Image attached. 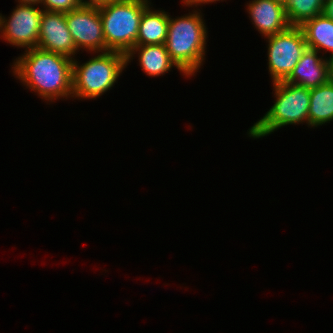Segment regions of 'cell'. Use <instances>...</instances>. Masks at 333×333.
<instances>
[{"label":"cell","mask_w":333,"mask_h":333,"mask_svg":"<svg viewBox=\"0 0 333 333\" xmlns=\"http://www.w3.org/2000/svg\"><path fill=\"white\" fill-rule=\"evenodd\" d=\"M25 52L12 67L19 80L47 101L72 96V58L38 47Z\"/></svg>","instance_id":"1"},{"label":"cell","mask_w":333,"mask_h":333,"mask_svg":"<svg viewBox=\"0 0 333 333\" xmlns=\"http://www.w3.org/2000/svg\"><path fill=\"white\" fill-rule=\"evenodd\" d=\"M194 12L177 19L169 17L165 42L171 60L187 77L194 75L203 65L208 37L202 15L196 10Z\"/></svg>","instance_id":"2"},{"label":"cell","mask_w":333,"mask_h":333,"mask_svg":"<svg viewBox=\"0 0 333 333\" xmlns=\"http://www.w3.org/2000/svg\"><path fill=\"white\" fill-rule=\"evenodd\" d=\"M148 0H111L98 5L106 51L127 54L135 45Z\"/></svg>","instance_id":"3"},{"label":"cell","mask_w":333,"mask_h":333,"mask_svg":"<svg viewBox=\"0 0 333 333\" xmlns=\"http://www.w3.org/2000/svg\"><path fill=\"white\" fill-rule=\"evenodd\" d=\"M273 87L276 101L249 129L250 137L261 138L289 124H308L310 89L286 81L275 82Z\"/></svg>","instance_id":"4"},{"label":"cell","mask_w":333,"mask_h":333,"mask_svg":"<svg viewBox=\"0 0 333 333\" xmlns=\"http://www.w3.org/2000/svg\"><path fill=\"white\" fill-rule=\"evenodd\" d=\"M73 58L72 97L97 98L110 90L126 67V54L118 51L101 52L79 65Z\"/></svg>","instance_id":"5"},{"label":"cell","mask_w":333,"mask_h":333,"mask_svg":"<svg viewBox=\"0 0 333 333\" xmlns=\"http://www.w3.org/2000/svg\"><path fill=\"white\" fill-rule=\"evenodd\" d=\"M266 38L272 82L285 81L307 48L303 31L300 27L290 26L284 32Z\"/></svg>","instance_id":"6"},{"label":"cell","mask_w":333,"mask_h":333,"mask_svg":"<svg viewBox=\"0 0 333 333\" xmlns=\"http://www.w3.org/2000/svg\"><path fill=\"white\" fill-rule=\"evenodd\" d=\"M69 32L77 50L106 52L105 37L98 5L81 4L65 13Z\"/></svg>","instance_id":"7"},{"label":"cell","mask_w":333,"mask_h":333,"mask_svg":"<svg viewBox=\"0 0 333 333\" xmlns=\"http://www.w3.org/2000/svg\"><path fill=\"white\" fill-rule=\"evenodd\" d=\"M34 6L17 5L8 20L0 14L1 37L9 44L26 49L37 47L43 9Z\"/></svg>","instance_id":"8"},{"label":"cell","mask_w":333,"mask_h":333,"mask_svg":"<svg viewBox=\"0 0 333 333\" xmlns=\"http://www.w3.org/2000/svg\"><path fill=\"white\" fill-rule=\"evenodd\" d=\"M37 47L73 59L77 48L69 32L65 13L43 10Z\"/></svg>","instance_id":"9"},{"label":"cell","mask_w":333,"mask_h":333,"mask_svg":"<svg viewBox=\"0 0 333 333\" xmlns=\"http://www.w3.org/2000/svg\"><path fill=\"white\" fill-rule=\"evenodd\" d=\"M252 24L264 37L284 32L290 27L285 4L276 0H253L247 8Z\"/></svg>","instance_id":"10"},{"label":"cell","mask_w":333,"mask_h":333,"mask_svg":"<svg viewBox=\"0 0 333 333\" xmlns=\"http://www.w3.org/2000/svg\"><path fill=\"white\" fill-rule=\"evenodd\" d=\"M318 51L306 48L297 65L286 82L303 86L308 89L316 88L327 82V60H323ZM319 57V58H318Z\"/></svg>","instance_id":"11"},{"label":"cell","mask_w":333,"mask_h":333,"mask_svg":"<svg viewBox=\"0 0 333 333\" xmlns=\"http://www.w3.org/2000/svg\"><path fill=\"white\" fill-rule=\"evenodd\" d=\"M135 52H138V55L140 54L138 56L140 67H142L143 71L149 76L156 77L161 74L163 75L174 66L181 71L171 60L165 44L135 45L126 54V64L130 63V59L136 54Z\"/></svg>","instance_id":"12"},{"label":"cell","mask_w":333,"mask_h":333,"mask_svg":"<svg viewBox=\"0 0 333 333\" xmlns=\"http://www.w3.org/2000/svg\"><path fill=\"white\" fill-rule=\"evenodd\" d=\"M169 16L165 11L152 10L149 5L142 13L136 45L165 44Z\"/></svg>","instance_id":"13"},{"label":"cell","mask_w":333,"mask_h":333,"mask_svg":"<svg viewBox=\"0 0 333 333\" xmlns=\"http://www.w3.org/2000/svg\"><path fill=\"white\" fill-rule=\"evenodd\" d=\"M303 31L307 47L318 52L325 49L331 51L333 57V20L318 15L304 22L300 26Z\"/></svg>","instance_id":"14"},{"label":"cell","mask_w":333,"mask_h":333,"mask_svg":"<svg viewBox=\"0 0 333 333\" xmlns=\"http://www.w3.org/2000/svg\"><path fill=\"white\" fill-rule=\"evenodd\" d=\"M333 120V85L328 81L310 89L308 125L317 127Z\"/></svg>","instance_id":"15"},{"label":"cell","mask_w":333,"mask_h":333,"mask_svg":"<svg viewBox=\"0 0 333 333\" xmlns=\"http://www.w3.org/2000/svg\"><path fill=\"white\" fill-rule=\"evenodd\" d=\"M325 0H288L285 12L290 26L300 27L307 20L321 15Z\"/></svg>","instance_id":"16"},{"label":"cell","mask_w":333,"mask_h":333,"mask_svg":"<svg viewBox=\"0 0 333 333\" xmlns=\"http://www.w3.org/2000/svg\"><path fill=\"white\" fill-rule=\"evenodd\" d=\"M40 4L45 11L68 13L84 4V0H41Z\"/></svg>","instance_id":"17"},{"label":"cell","mask_w":333,"mask_h":333,"mask_svg":"<svg viewBox=\"0 0 333 333\" xmlns=\"http://www.w3.org/2000/svg\"><path fill=\"white\" fill-rule=\"evenodd\" d=\"M322 14L333 20V0H325Z\"/></svg>","instance_id":"18"},{"label":"cell","mask_w":333,"mask_h":333,"mask_svg":"<svg viewBox=\"0 0 333 333\" xmlns=\"http://www.w3.org/2000/svg\"><path fill=\"white\" fill-rule=\"evenodd\" d=\"M327 60V81L333 85V57L326 58Z\"/></svg>","instance_id":"19"},{"label":"cell","mask_w":333,"mask_h":333,"mask_svg":"<svg viewBox=\"0 0 333 333\" xmlns=\"http://www.w3.org/2000/svg\"><path fill=\"white\" fill-rule=\"evenodd\" d=\"M183 3L187 6H192L195 5L197 7V5H201L202 3H211V2H216V1H220V0H182Z\"/></svg>","instance_id":"20"},{"label":"cell","mask_w":333,"mask_h":333,"mask_svg":"<svg viewBox=\"0 0 333 333\" xmlns=\"http://www.w3.org/2000/svg\"><path fill=\"white\" fill-rule=\"evenodd\" d=\"M111 0H88V1H84V4H90V5H99L101 3H105V2H109Z\"/></svg>","instance_id":"21"},{"label":"cell","mask_w":333,"mask_h":333,"mask_svg":"<svg viewBox=\"0 0 333 333\" xmlns=\"http://www.w3.org/2000/svg\"><path fill=\"white\" fill-rule=\"evenodd\" d=\"M19 4H40L41 0H18Z\"/></svg>","instance_id":"22"},{"label":"cell","mask_w":333,"mask_h":333,"mask_svg":"<svg viewBox=\"0 0 333 333\" xmlns=\"http://www.w3.org/2000/svg\"><path fill=\"white\" fill-rule=\"evenodd\" d=\"M276 1H279V2H282L283 4H285L288 0H276Z\"/></svg>","instance_id":"23"}]
</instances>
